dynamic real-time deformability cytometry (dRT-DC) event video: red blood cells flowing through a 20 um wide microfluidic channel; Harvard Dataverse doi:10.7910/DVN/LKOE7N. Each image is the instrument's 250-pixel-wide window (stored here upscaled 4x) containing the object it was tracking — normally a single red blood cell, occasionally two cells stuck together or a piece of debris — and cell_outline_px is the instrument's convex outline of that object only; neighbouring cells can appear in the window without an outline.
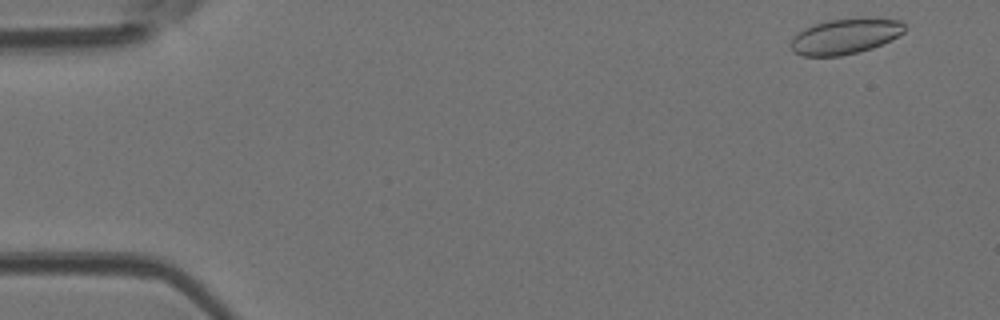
{"species": "Egyptian fruit bat (a non-hibernating species)", "species_latin": "Rousettus aegyptiacus", "temperature_condition": "room temperature", "stored_images_in_passage": 4, "camera_frame_rate_fps": 3000, "um_per_image_px": 0.085, "animal": {"sex": "female"}, "frame": {"image": 1, "passage_image": 1, "time_ms": 0.0, "image_size_px": [1000, 320], "cell_outline_px": [[904, 32], [892, 40], [872, 48], [860, 52], [840, 56], [804, 56], [792, 52], [788, 44], [804, 28], [828, 20], [860, 16], [900, 20], [904, 24]], "centroid_in_image_um": [71.86, 3.07], "position_along_channel_um": 13.1, "area_um2": 23.93}}
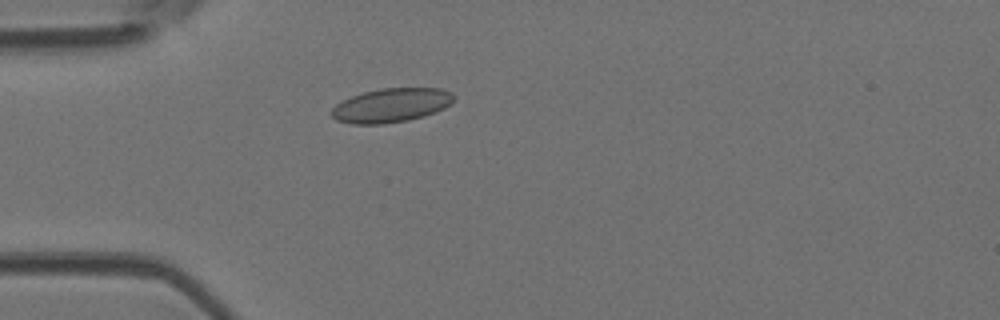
{"frame": {"image": 2, "passage_image": 4, "time_ms": 1.0, "image_size_px": [1000, 320], "cell_outline_px": [[452, 104], [444, 108], [424, 116], [408, 120], [384, 124], [352, 124], [336, 120], [328, 112], [336, 104], [352, 96], [364, 92], [380, 88], [444, 88], [452, 92]], "centroid_in_image_um": [33.24, 8.95], "position_along_channel_um": 51.8, "area_um2": 24.33}}